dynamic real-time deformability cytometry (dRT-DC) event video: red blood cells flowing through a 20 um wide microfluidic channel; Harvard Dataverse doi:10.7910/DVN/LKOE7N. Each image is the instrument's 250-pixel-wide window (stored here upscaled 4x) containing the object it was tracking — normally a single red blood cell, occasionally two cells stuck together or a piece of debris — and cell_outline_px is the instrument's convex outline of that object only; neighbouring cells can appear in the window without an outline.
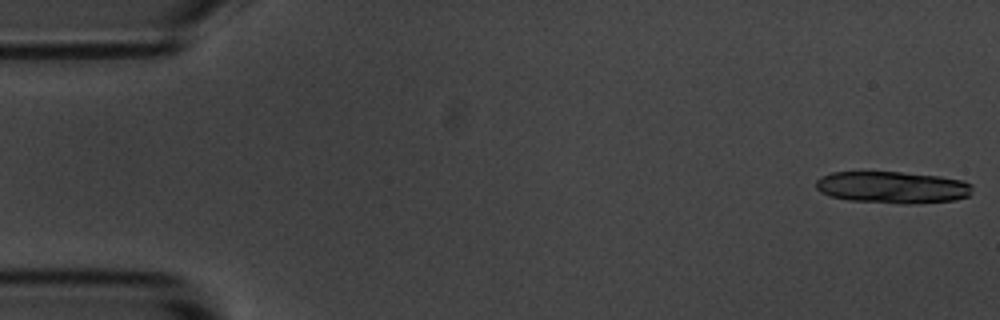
{"species": "common noctule bat (a hibernating species)", "species_latin": "Nyctalus noctula", "temperature_condition": "room temperature", "stored_images_in_passage": 14, "camera_frame_rate_fps": 3000, "um_per_image_px": 0.085, "animal": {"sex": "male", "body_mass_g": 20.1, "forearm_length_mm": 53.5}, "frame": {"image": 1, "passage_image": 1, "time_ms": 0.0, "image_size_px": [1000, 320], "cell_outline_px": [[972, 188], [968, 196], [956, 200], [908, 204], [904, 204], [848, 200], [832, 196], [816, 188], [816, 180], [820, 176], [832, 172], [900, 172], [940, 176], [964, 180], [972, 184]], "centroid_in_image_um": [75.89, 15.92], "position_along_channel_um": 9.1, "area_um2": 29.07}}